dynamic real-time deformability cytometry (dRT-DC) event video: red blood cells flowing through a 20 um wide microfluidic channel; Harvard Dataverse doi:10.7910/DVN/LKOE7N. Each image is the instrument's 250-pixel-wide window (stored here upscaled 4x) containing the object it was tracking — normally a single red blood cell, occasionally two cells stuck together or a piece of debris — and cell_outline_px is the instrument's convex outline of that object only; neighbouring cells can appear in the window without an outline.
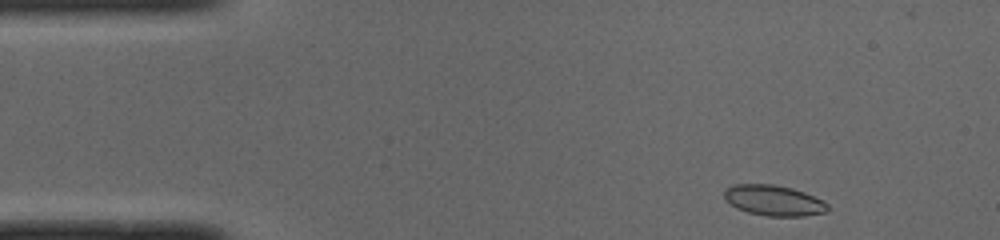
{"species": "common noctule bat (a hibernating species)", "species_latin": "Nyctalus noctula", "temperature_condition": "cold", "stored_images_in_passage": 45, "camera_frame_rate_fps": 3000, "um_per_image_px": 0.085, "animal": {"sex": "male", "body_mass_g": 19.0, "forearm_length_mm": 50.8}, "frame": {"image": 1, "passage_image": 1, "time_ms": 0.0, "image_size_px": [1000, 240], "cell_outline_px": [[828, 208], [824, 212], [804, 216], [768, 216], [748, 212], [736, 208], [724, 200], [724, 188], [732, 184], [776, 184], [792, 188], [804, 192], [824, 200], [828, 204]], "centroid_in_image_um": [65.73, 17.02], "position_along_channel_um": 19.3, "area_um2": 18.61}}
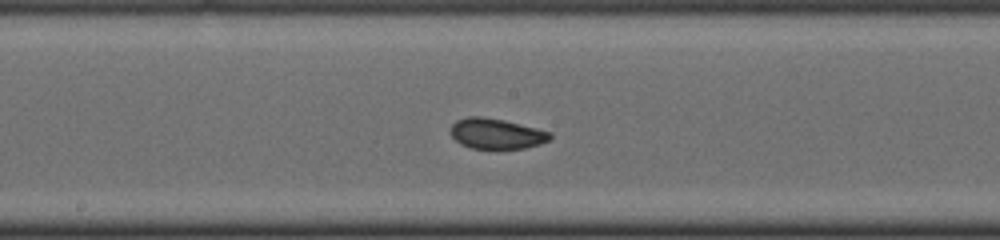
{"frame": {"image": 2, "passage_image": 21, "time_ms": 6.667, "image_size_px": [1000, 240], "cell_outline_px": [[552, 136], [548, 140], [540, 144], [524, 148], [472, 148], [460, 144], [448, 132], [448, 128], [456, 120], [468, 116], [480, 116], [504, 120], [552, 132]], "centroid_in_image_um": [42.15, 11.35], "position_along_channel_um": 206.1, "area_um2": 17.69}}
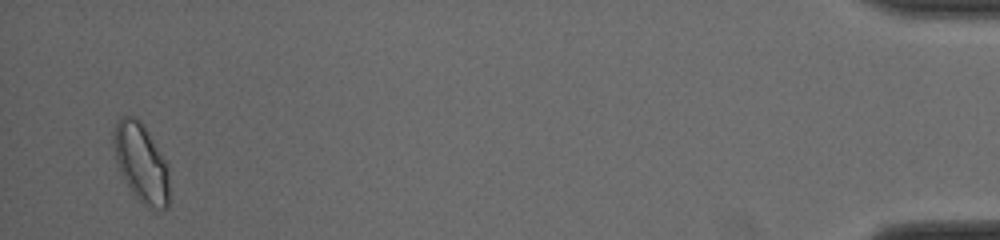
{"frame": {"image": 3, "passage_image": 44, "time_ms": 14.333, "image_size_px": [1000, 240], "cell_outline_px": [[168, 208], [148, 208], [132, 192], [124, 180], [120, 172], [116, 160], [112, 144], [112, 132], [116, 120], [120, 116], [132, 116], [140, 120], [144, 124], [168, 164]], "centroid_in_image_um": [11.97, 13.78], "position_along_channel_um": 423.2, "area_um2": 25.78}, "authors_computed_cell_mechanics": {"area_um2": 18.3804, "velocity_mm_per_s": 3.9637, "shape_relaxation_time_tau1_ms": null, "shape_relaxation_time_tau2_ms": 2.035, "deformation_change_tau1": null, "deformation_change_tau2": 0.0495}}